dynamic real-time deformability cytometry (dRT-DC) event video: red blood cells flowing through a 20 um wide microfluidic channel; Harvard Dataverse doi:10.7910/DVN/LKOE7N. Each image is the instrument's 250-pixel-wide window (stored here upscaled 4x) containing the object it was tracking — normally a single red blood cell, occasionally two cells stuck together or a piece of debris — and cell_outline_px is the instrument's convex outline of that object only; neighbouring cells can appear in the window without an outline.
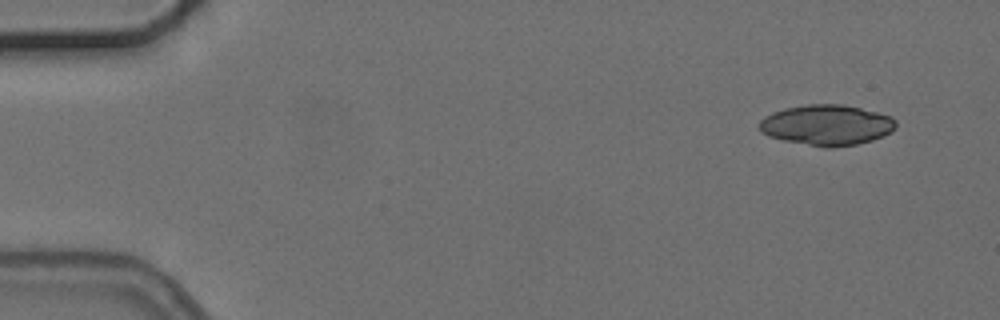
{"species": "common noctule bat (a hibernating species)", "species_latin": "Nyctalus noctula", "temperature_condition": "cold", "stored_images_in_passage": 10, "camera_frame_rate_fps": 3000, "um_per_image_px": 0.085, "animal": {"sex": "female", "body_mass_g": 24.6, "forearm_length_mm": 56.2}, "frame": {"image": 1, "passage_image": 1, "time_ms": 0.0, "image_size_px": [1000, 320], "cell_outline_px": [[896, 128], [892, 132], [884, 136], [872, 140], [856, 144], [832, 148], [824, 148], [784, 140], [768, 136], [760, 132], [760, 120], [764, 116], [772, 112], [784, 108], [808, 104], [844, 104], [892, 116], [896, 120]], "centroid_in_image_um": [70.28, 10.63], "position_along_channel_um": 14.7, "area_um2": 32.54}}